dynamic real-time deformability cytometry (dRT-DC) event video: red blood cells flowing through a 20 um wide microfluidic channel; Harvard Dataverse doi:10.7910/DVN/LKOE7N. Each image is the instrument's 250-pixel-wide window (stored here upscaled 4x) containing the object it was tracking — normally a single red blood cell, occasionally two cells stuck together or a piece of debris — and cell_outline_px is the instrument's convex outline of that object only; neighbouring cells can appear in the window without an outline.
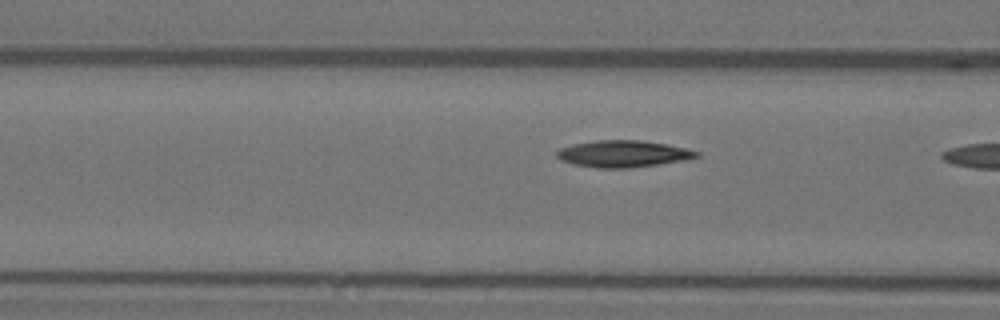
{"species": "Egyptian fruit bat (a non-hibernating species)", "species_latin": "Rousettus aegyptiacus", "temperature_condition": "warm", "stored_images_in_passage": 13, "camera_frame_rate_fps": 3000, "um_per_image_px": 0.085, "animal": {"sex": "female"}, "frame": {"image": 1, "passage_image": 12, "time_ms": 3.667, "image_size_px": [1000, 320], "cell_outline_px": [[700, 156], [688, 160], [660, 164], [628, 168], [596, 168], [572, 164], [560, 160], [556, 156], [556, 152], [560, 148], [572, 144], [596, 140], [640, 140], [668, 144], [700, 152]], "centroid_in_image_um": [52.97, 13.08], "position_along_channel_um": 113.6, "area_um2": 22.02}}